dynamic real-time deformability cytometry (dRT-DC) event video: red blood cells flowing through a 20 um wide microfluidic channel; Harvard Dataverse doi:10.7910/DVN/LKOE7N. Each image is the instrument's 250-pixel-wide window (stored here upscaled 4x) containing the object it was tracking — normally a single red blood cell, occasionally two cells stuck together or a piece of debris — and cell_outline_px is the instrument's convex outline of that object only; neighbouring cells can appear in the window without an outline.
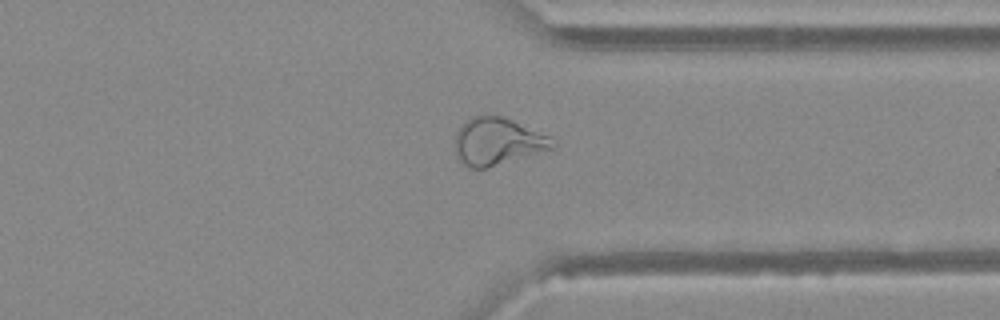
{"species": "Egyptian fruit bat (a non-hibernating species)", "species_latin": "Rousettus aegyptiacus", "temperature_condition": "warm", "stored_images_in_passage": 36, "camera_frame_rate_fps": 3000, "um_per_image_px": 0.085, "animal": {"sex": "female"}, "frame": {"image": 1, "passage_image": 25, "time_ms": 8.0, "image_size_px": [1000, 320], "cell_outline_px": [[556, 148], [488, 168], [468, 168], [456, 160], [456, 132], [460, 124], [464, 120], [472, 116], [504, 116], [548, 136], [556, 144]], "centroid_in_image_um": [42.26, 12.04], "position_along_channel_um": 369.1, "area_um2": 27.11}}
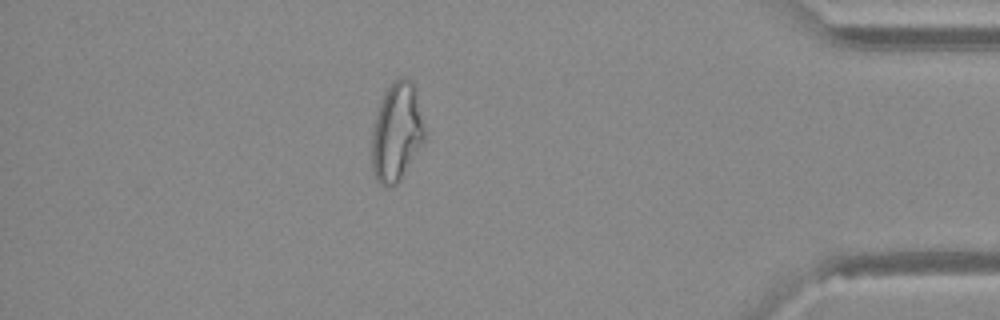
{"frame": {"image": 2, "passage_image": 30, "time_ms": 9.667, "image_size_px": [1000, 320], "cell_outline_px": [[424, 140], [400, 180], [396, 184], [388, 188], [380, 184], [376, 180], [372, 168], [372, 128], [380, 100], [384, 92], [392, 80], [400, 76], [404, 76], [412, 80], [416, 88], [424, 128]], "centroid_in_image_um": [33.7, 11.18], "position_along_channel_um": 401.5, "area_um2": 30.58}}